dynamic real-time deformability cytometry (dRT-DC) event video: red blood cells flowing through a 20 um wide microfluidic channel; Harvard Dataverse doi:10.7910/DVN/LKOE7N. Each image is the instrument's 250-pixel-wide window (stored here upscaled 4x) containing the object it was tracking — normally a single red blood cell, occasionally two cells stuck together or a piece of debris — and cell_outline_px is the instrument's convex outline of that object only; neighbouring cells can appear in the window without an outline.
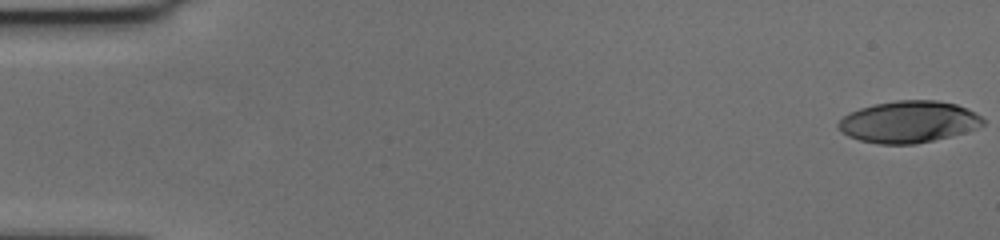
{"species": "human", "species_latin": "Homo sapiens", "temperature_condition": "cold", "stored_images_in_passage": 57, "camera_frame_rate_fps": 3000, "um_per_image_px": 0.085, "donor": {"sex": "female"}, "frame": {"image": 1, "passage_image": 1, "time_ms": 0.0, "image_size_px": [1000, 240], "cell_outline_px": [[984, 124], [976, 128], [964, 132], [916, 144], [876, 144], [860, 140], [848, 136], [840, 132], [836, 124], [848, 112], [860, 108], [876, 104], [896, 100], [940, 100], [956, 104], [968, 108], [976, 112], [984, 120]], "centroid_in_image_um": [77.21, 10.35], "position_along_channel_um": 7.8, "area_um2": 35.26}}
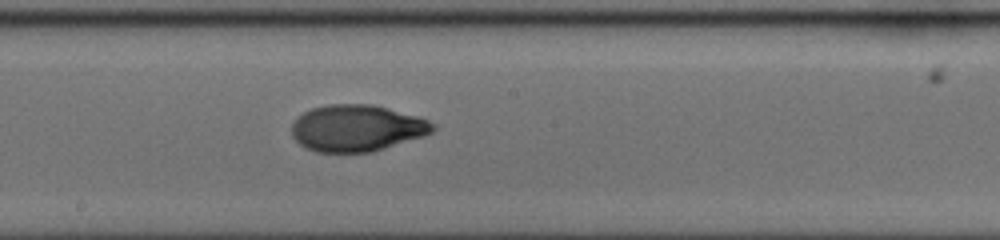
{"frame": {"image": 2, "passage_image": 32, "time_ms": 10.333, "image_size_px": [1000, 240], "cell_outline_px": [[436, 128], [432, 132], [424, 136], [372, 152], [316, 152], [304, 148], [292, 136], [292, 124], [304, 112], [312, 108], [328, 104], [372, 104], [420, 116], [436, 124]], "centroid_in_image_um": [30.36, 10.89], "position_along_channel_um": 217.8, "area_um2": 38.49}}
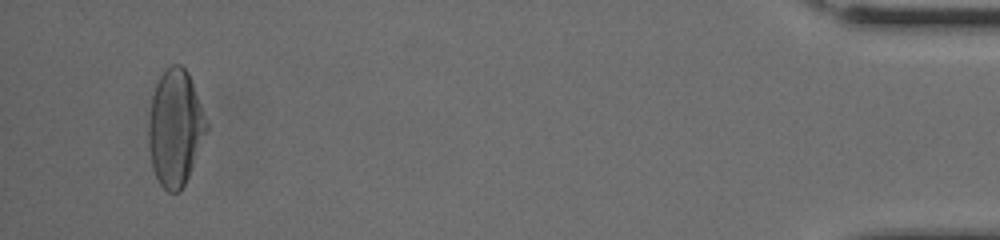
{"frame": {"image": 3, "passage_image": 55, "time_ms": 18.0, "image_size_px": [1000, 240], "cell_outline_px": [[208, 128], [188, 176], [180, 192], [168, 192], [160, 184], [152, 168], [148, 144], [148, 124], [152, 96], [156, 84], [160, 76], [172, 64], [180, 64], [188, 72], [208, 124]], "centroid_in_image_um": [14.87, 10.87], "position_along_channel_um": 420.3, "area_um2": 38.84}, "authors_computed_cell_mechanics": {"area_um2": 37.57, "velocity_mm_per_s": 3.6485, "shape_relaxation_time_tau1_ms": 4.4115, "shape_relaxation_time_tau2_ms": 1.2838, "deformation_change_tau1": 0.1948, "deformation_change_tau2": 0.0569}}